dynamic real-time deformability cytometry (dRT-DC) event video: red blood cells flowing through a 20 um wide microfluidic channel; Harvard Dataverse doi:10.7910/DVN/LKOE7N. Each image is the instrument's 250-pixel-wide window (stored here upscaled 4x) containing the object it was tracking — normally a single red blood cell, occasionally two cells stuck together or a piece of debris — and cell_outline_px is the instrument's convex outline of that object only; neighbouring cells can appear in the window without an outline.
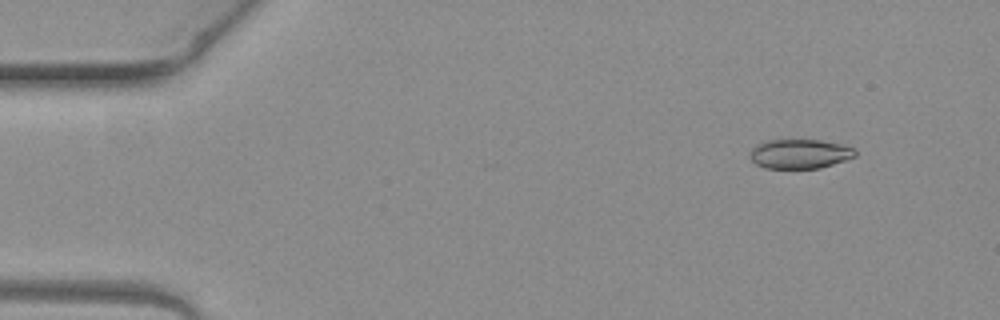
{"species": "common noctule bat (a hibernating species)", "species_latin": "Nyctalus noctula", "temperature_condition": "warm", "stored_images_in_passage": 6, "camera_frame_rate_fps": 3000, "um_per_image_px": 0.085, "animal": {"sex": "female", "body_mass_g": 19.3, "forearm_length_mm": 54.1}, "frame": {"image": 1, "passage_image": 2, "time_ms": 0.333, "image_size_px": [1000, 320], "cell_outline_px": [[856, 156], [820, 168], [764, 168], [756, 164], [752, 160], [752, 148], [756, 144], [764, 140], [820, 140], [840, 144], [856, 148]], "centroid_in_image_um": [67.99, 13.07], "position_along_channel_um": 17.0, "area_um2": 17.92}}
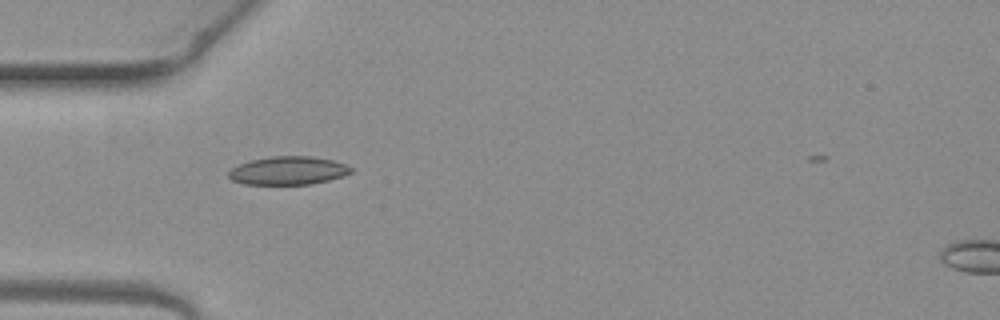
{"frame": {"image": 2, "passage_image": 5, "time_ms": 1.333, "image_size_px": [1000, 320], "cell_outline_px": [[352, 172], [328, 180], [312, 184], [244, 184], [232, 180], [228, 176], [228, 172], [232, 168], [240, 164], [252, 160], [272, 156], [312, 156], [332, 160], [344, 164], [352, 168]], "centroid_in_image_um": [24.47, 14.5], "position_along_channel_um": 60.5, "area_um2": 19.94}}
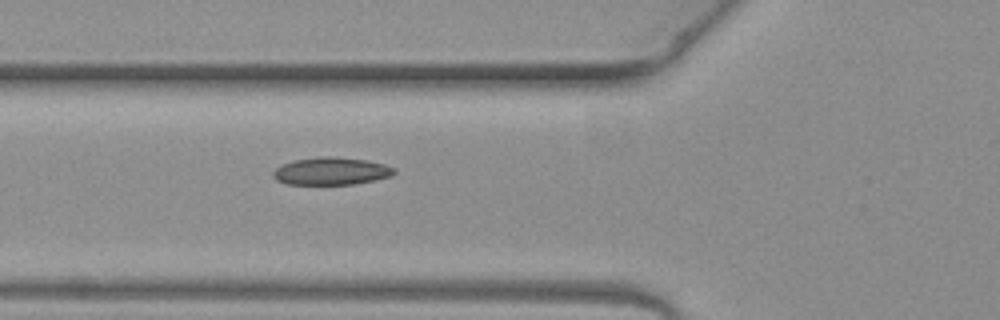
{"frame": {"image": 3, "passage_image": 6, "time_ms": 1.667, "image_size_px": [1000, 320], "cell_outline_px": [[396, 172], [392, 176], [376, 180], [352, 184], [288, 184], [276, 180], [272, 176], [272, 172], [276, 168], [284, 164], [296, 160], [320, 156], [332, 156], [368, 160], [384, 164], [396, 168]], "centroid_in_image_um": [28.19, 14.54], "position_along_channel_um": 97.6, "area_um2": 19.48}}